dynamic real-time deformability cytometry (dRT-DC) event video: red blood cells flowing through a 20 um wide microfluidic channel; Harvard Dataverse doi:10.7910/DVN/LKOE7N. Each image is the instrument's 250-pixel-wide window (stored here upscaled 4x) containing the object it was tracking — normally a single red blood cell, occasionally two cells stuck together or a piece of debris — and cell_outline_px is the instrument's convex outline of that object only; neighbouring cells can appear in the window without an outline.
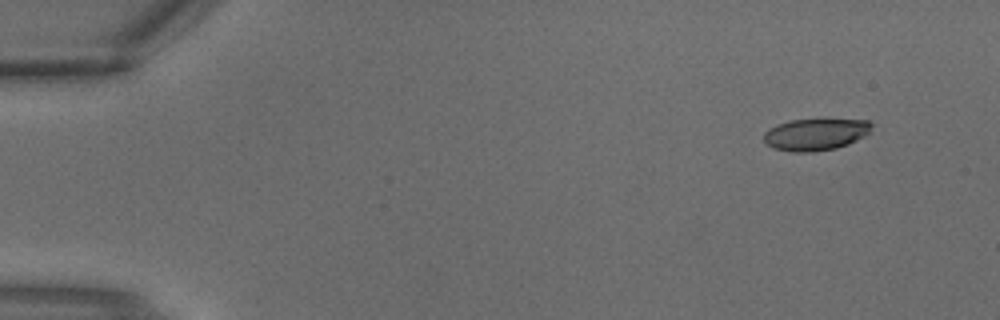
{"species": "common noctule bat (a hibernating species)", "species_latin": "Nyctalus noctula", "temperature_condition": "warm", "stored_images_in_passage": 2, "camera_frame_rate_fps": 3000, "um_per_image_px": 0.085, "animal": {"sex": "male", "body_mass_g": 18.8}, "frame": {"image": 1, "passage_image": 1, "time_ms": 0.0, "image_size_px": [1000, 320], "cell_outline_px": [[872, 124], [868, 132], [864, 136], [848, 144], [836, 148], [812, 152], [792, 152], [772, 148], [764, 140], [764, 132], [768, 128], [776, 124], [788, 120], [868, 120]], "centroid_in_image_um": [69.27, 11.43], "position_along_channel_um": 15.7, "area_um2": 19.88}}